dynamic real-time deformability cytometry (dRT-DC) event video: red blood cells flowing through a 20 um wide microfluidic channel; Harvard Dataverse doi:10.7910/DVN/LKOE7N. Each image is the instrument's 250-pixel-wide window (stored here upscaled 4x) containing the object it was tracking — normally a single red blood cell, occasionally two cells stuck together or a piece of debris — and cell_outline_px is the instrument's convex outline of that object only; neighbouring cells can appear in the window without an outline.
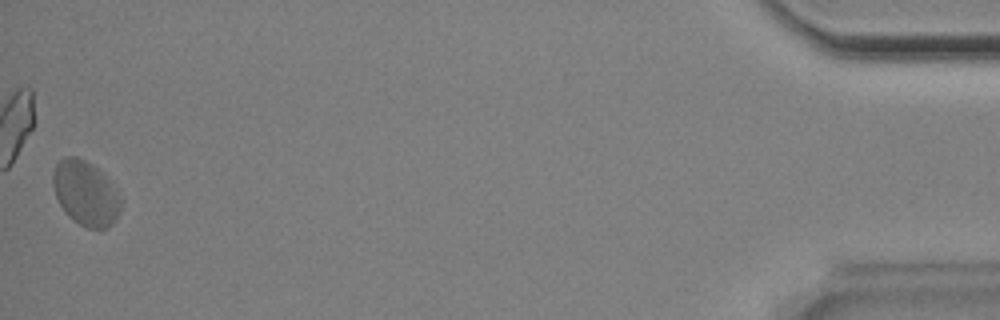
{"species": "Egyptian fruit bat (a non-hibernating species)", "species_latin": "Rousettus aegyptiacus", "temperature_condition": "room temperature", "stored_images_in_passage": 52, "camera_frame_rate_fps": 3000, "um_per_image_px": 0.085, "animal": {"sex": "male"}, "frame": {"image": 1, "passage_image": 52, "time_ms": 17.0, "image_size_px": [1000, 320], "cell_outline_px": [[120, 212], [116, 220], [108, 228], [88, 228], [72, 220], [68, 216], [60, 204], [56, 196], [52, 184], [52, 176], [56, 164], [64, 156], [76, 156], [92, 164], [112, 180], [120, 196]], "centroid_in_image_um": [7.29, 16.41], "position_along_channel_um": 427.9, "area_um2": 25.84}, "authors_computed_cell_mechanics": {"area_um2": 22.8599, "velocity_mm_per_s": 3.7964, "shape_relaxation_time_tau1_ms": 2.0834, "shape_relaxation_time_tau2_ms": 2.3859, "deformation_change_tau1": 0.104, "deformation_change_tau2": 0.0844}}